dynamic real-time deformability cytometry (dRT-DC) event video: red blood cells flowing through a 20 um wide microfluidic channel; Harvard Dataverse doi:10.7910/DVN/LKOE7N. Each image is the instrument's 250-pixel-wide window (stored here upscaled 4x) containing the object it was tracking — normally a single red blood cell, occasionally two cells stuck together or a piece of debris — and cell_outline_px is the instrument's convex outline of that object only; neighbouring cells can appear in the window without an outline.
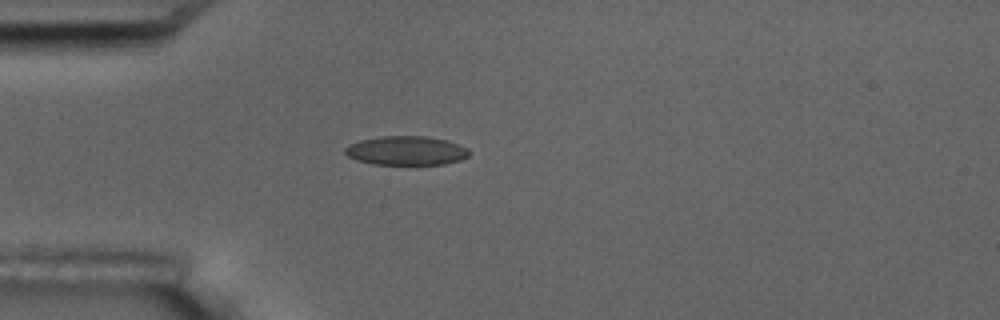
{"species": "common noctule bat (a hibernating species)", "species_latin": "Nyctalus noctula", "temperature_condition": "room temperature", "stored_images_in_passage": 1, "camera_frame_rate_fps": 3000, "um_per_image_px": 0.085, "animal": {"sex": "male", "body_mass_g": 17.5, "forearm_length_mm": 52.3}, "frame": {"image": 1, "passage_image": 1, "time_ms": 0.0, "image_size_px": [1000, 320], "cell_outline_px": [[468, 156], [460, 160], [444, 164], [372, 164], [356, 160], [348, 156], [344, 152], [344, 148], [348, 144], [360, 140], [380, 136], [428, 136], [460, 144], [468, 148]], "centroid_in_image_um": [34.5, 12.8], "position_along_channel_um": 50.5, "area_um2": 21.04}}